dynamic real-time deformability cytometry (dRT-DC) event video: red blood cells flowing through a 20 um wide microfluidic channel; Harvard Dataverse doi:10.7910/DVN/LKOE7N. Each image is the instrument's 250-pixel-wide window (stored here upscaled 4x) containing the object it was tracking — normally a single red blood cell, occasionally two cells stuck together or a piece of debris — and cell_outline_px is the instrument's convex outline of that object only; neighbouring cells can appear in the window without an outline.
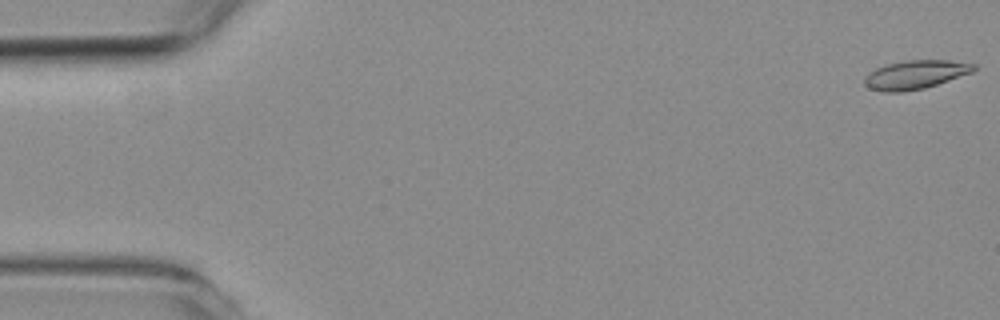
{"species": "common noctule bat (a hibernating species)", "species_latin": "Nyctalus noctula", "temperature_condition": "room temperature", "stored_images_in_passage": 13, "camera_frame_rate_fps": 3000, "um_per_image_px": 0.085, "animal": {"sex": "female", "body_mass_g": 19.3, "forearm_length_mm": 54.1}, "frame": {"image": 1, "passage_image": 1, "time_ms": 0.0, "image_size_px": [1000, 320], "cell_outline_px": [[976, 68], [972, 72], [924, 88], [900, 92], [884, 92], [868, 88], [864, 84], [864, 76], [868, 72], [876, 68], [888, 64], [908, 60], [948, 60], [976, 64]], "centroid_in_image_um": [77.76, 6.34], "position_along_channel_um": 7.2, "area_um2": 18.15}}